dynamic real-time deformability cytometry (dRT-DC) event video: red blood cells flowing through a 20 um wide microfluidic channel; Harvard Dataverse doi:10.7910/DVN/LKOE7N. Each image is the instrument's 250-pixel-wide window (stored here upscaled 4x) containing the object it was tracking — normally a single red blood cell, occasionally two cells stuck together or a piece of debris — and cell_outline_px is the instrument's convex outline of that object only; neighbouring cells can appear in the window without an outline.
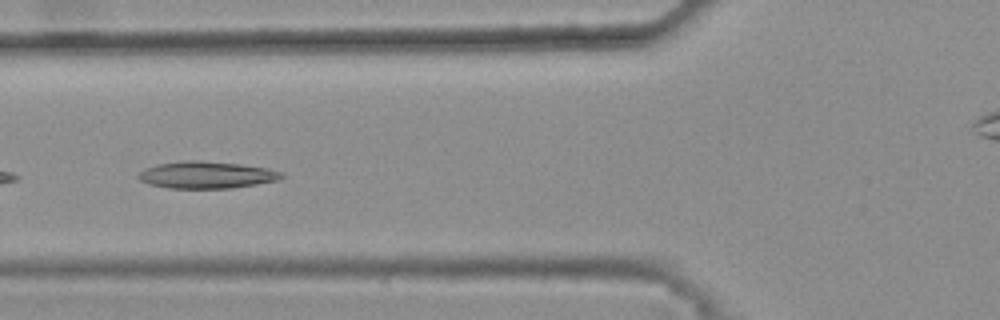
{"species": "common noctule bat (a hibernating species)", "species_latin": "Nyctalus noctula", "temperature_condition": "warm", "stored_images_in_passage": 26, "camera_frame_rate_fps": 3000, "um_per_image_px": 0.085, "animal": {"sex": "female", "body_mass_g": 25.1}, "frame": {"image": 1, "passage_image": 19, "time_ms": 6.0, "image_size_px": [1000, 320], "cell_outline_px": [[284, 176], [276, 180], [256, 184], [232, 188], [168, 188], [148, 184], [140, 180], [136, 176], [144, 168], [156, 164], [184, 160], [200, 160], [240, 164], [268, 168], [284, 172]], "centroid_in_image_um": [17.52, 14.86], "position_along_channel_um": 108.3, "area_um2": 22.66}}
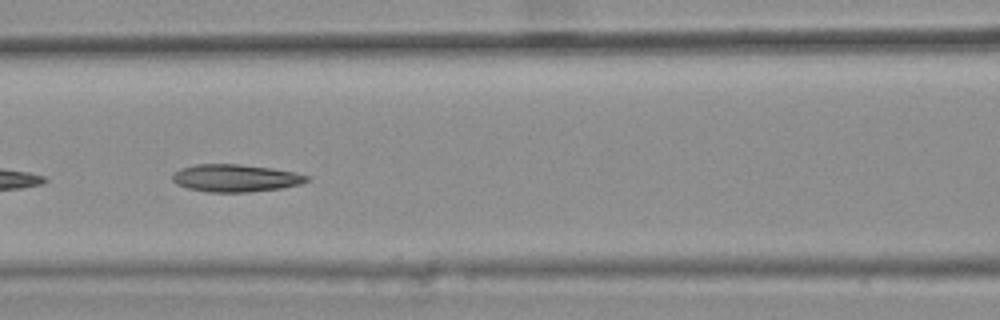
{"frame": {"image": 2, "passage_image": 22, "time_ms": 7.0, "image_size_px": [1000, 320], "cell_outline_px": [[308, 180], [300, 184], [280, 188], [248, 192], [208, 192], [188, 188], [176, 184], [172, 180], [172, 176], [180, 168], [196, 164], [236, 164], [272, 168], [296, 172], [308, 176]], "centroid_in_image_um": [20.0, 15.13], "position_along_channel_um": 146.6, "area_um2": 21.39}}